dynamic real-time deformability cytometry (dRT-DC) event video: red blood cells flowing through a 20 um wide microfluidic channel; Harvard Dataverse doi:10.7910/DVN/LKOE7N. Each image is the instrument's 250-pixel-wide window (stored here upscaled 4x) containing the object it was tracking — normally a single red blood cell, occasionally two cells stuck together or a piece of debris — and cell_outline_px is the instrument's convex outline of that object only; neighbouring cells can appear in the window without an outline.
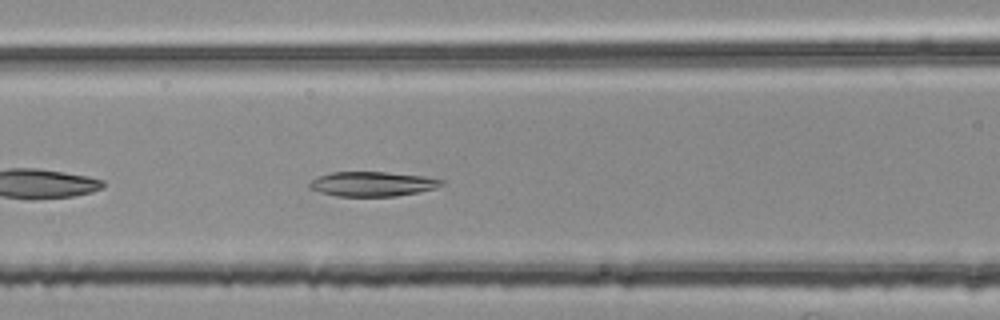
{"species": "common noctule bat (a hibernating species)", "species_latin": "Nyctalus noctula", "temperature_condition": "room temperature", "stored_images_in_passage": 30, "camera_frame_rate_fps": 3000, "um_per_image_px": 0.085, "animal": {"sex": "female", "body_mass_g": 25.1}, "frame": {"image": 1, "passage_image": 8, "time_ms": 2.333, "image_size_px": [1000, 320], "cell_outline_px": [[444, 184], [436, 188], [396, 196], [336, 196], [320, 192], [308, 188], [308, 184], [316, 176], [332, 172], [384, 172], [424, 176], [444, 180]], "centroid_in_image_um": [31.62, 15.63], "position_along_channel_um": 135.0, "area_um2": 18.96}}
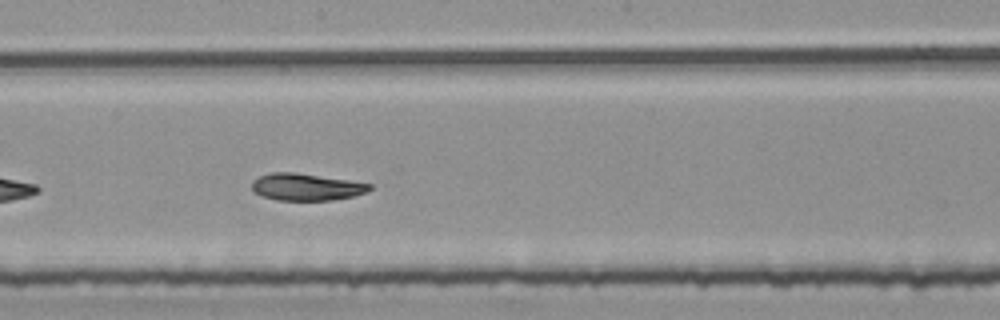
{"frame": {"image": 2, "passage_image": 15, "time_ms": 4.667, "image_size_px": [1000, 320], "cell_outline_px": [[372, 188], [368, 192], [352, 196], [332, 200], [276, 200], [264, 196], [256, 192], [252, 188], [252, 180], [268, 172], [296, 172], [348, 180], [372, 184]], "centroid_in_image_um": [26.04, 15.88], "position_along_channel_um": 222.2, "area_um2": 18.5}}
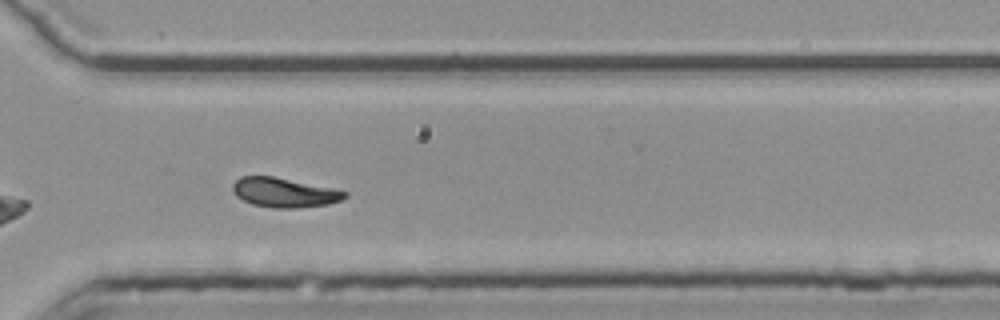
{"frame": {"image": 3, "passage_image": 25, "time_ms": 8.0, "image_size_px": [1000, 320], "cell_outline_px": [[348, 196], [340, 200], [328, 204], [296, 208], [272, 208], [252, 204], [236, 196], [232, 192], [232, 184], [240, 176], [272, 176], [332, 188], [348, 192]], "centroid_in_image_um": [24.13, 16.37], "position_along_channel_um": 346.5, "area_um2": 19.19}, "authors_computed_cell_mechanics": {"area_um2": 19.2185, "velocity_mm_per_s": 3.7369, "shape_relaxation_time_tau1_ms": 9.577, "shape_relaxation_time_tau2_ms": 5.1172, "deformation_change_tau1": 0.227, "deformation_change_tau2": 0.0986}}